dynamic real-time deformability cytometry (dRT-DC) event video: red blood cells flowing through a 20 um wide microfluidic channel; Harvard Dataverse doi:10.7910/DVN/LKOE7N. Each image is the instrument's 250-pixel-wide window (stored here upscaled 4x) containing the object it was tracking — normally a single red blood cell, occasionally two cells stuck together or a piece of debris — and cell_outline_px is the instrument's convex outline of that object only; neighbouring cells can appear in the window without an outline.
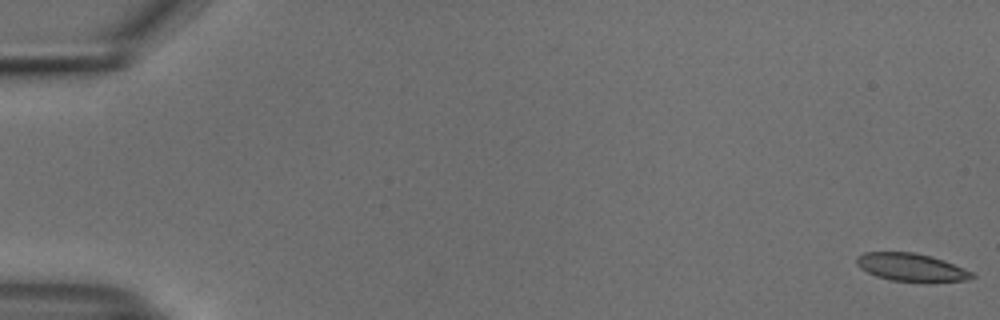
{"species": "common noctule bat (a hibernating species)", "species_latin": "Nyctalus noctula", "temperature_condition": "cold", "stored_images_in_passage": 56, "segment_of_instrument_passage": [1, 2], "camera_frame_rate_fps": 3000, "um_per_image_px": 0.085, "animal": {"sex": "male", "body_mass_g": 18.8}, "frame": {"image": 1, "passage_image": 1, "time_ms": 0.0, "image_size_px": [1000, 320], "cell_outline_px": [[976, 276], [968, 280], [924, 284], [892, 280], [876, 276], [860, 268], [856, 264], [856, 256], [864, 252], [916, 252], [932, 256], [944, 260], [964, 268], [972, 272]], "centroid_in_image_um": [77.5, 22.75], "position_along_channel_um": 7.5, "area_um2": 19.42}}
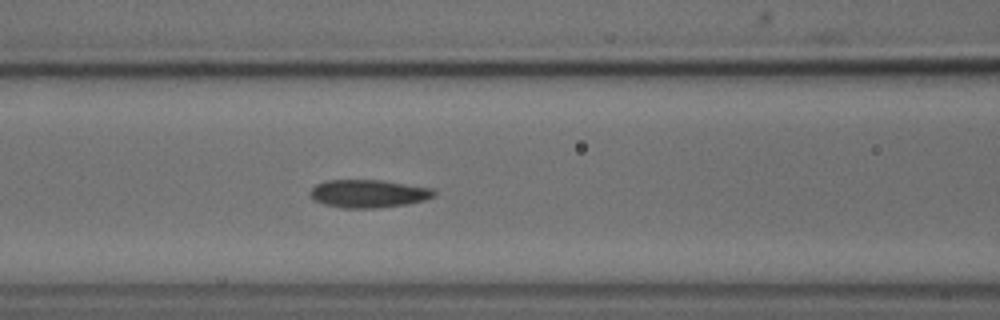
{"frame": {"image": 2, "passage_image": 24, "time_ms": 7.667, "image_size_px": [1000, 320], "cell_outline_px": [[436, 196], [424, 200], [408, 204], [376, 208], [344, 208], [324, 204], [312, 200], [308, 192], [316, 184], [324, 180], [380, 180], [432, 188], [436, 192]], "centroid_in_image_um": [31.29, 16.46], "position_along_channel_um": 135.3, "area_um2": 20.35}}
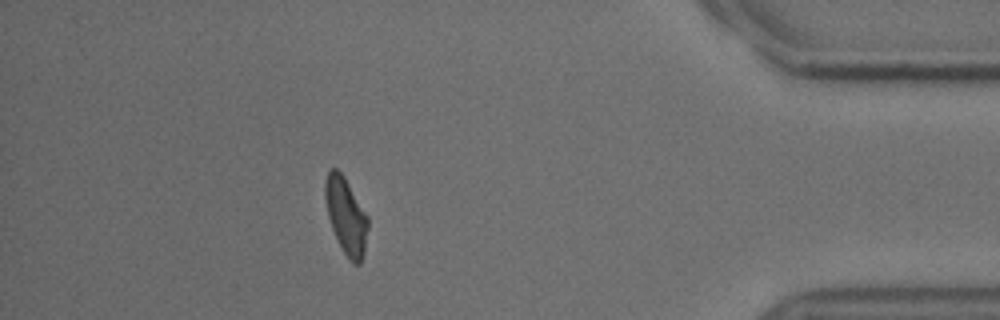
{"frame": {"image": 3, "passage_image": 49, "time_ms": 16.0, "image_size_px": [1000, 320], "cell_outline_px": [[368, 228], [364, 252], [360, 264], [352, 264], [344, 252], [332, 228], [328, 216], [324, 196], [324, 180], [328, 172], [332, 168], [336, 168], [344, 176], [368, 216]], "centroid_in_image_um": [29.41, 18.33], "position_along_channel_um": 405.8, "area_um2": 18.96}}